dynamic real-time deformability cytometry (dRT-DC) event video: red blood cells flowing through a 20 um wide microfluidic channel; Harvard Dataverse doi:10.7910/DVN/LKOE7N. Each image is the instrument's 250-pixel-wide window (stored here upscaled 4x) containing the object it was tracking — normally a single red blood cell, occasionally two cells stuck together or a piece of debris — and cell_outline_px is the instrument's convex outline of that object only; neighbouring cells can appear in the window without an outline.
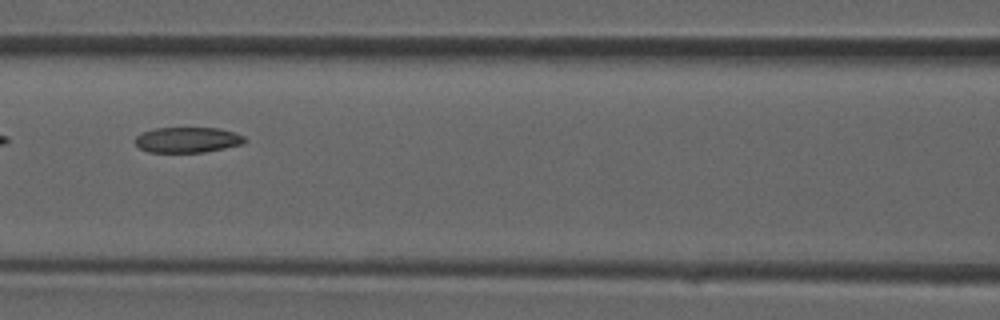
{"species": "common noctule bat (a hibernating species)", "species_latin": "Nyctalus noctula", "temperature_condition": "room temperature", "stored_images_in_passage": 18, "camera_frame_rate_fps": 3000, "um_per_image_px": 0.085, "animal": {"sex": "male", "forearm_length_mm": 52.5}, "frame": {"image": 1, "passage_image": 16, "time_ms": 5.0, "image_size_px": [1000, 320], "cell_outline_px": [[248, 140], [244, 144], [204, 152], [148, 152], [140, 148], [136, 144], [136, 136], [144, 132], [156, 128], [220, 128], [244, 136]], "centroid_in_image_um": [15.98, 11.89], "position_along_channel_um": 150.6, "area_um2": 16.18}}